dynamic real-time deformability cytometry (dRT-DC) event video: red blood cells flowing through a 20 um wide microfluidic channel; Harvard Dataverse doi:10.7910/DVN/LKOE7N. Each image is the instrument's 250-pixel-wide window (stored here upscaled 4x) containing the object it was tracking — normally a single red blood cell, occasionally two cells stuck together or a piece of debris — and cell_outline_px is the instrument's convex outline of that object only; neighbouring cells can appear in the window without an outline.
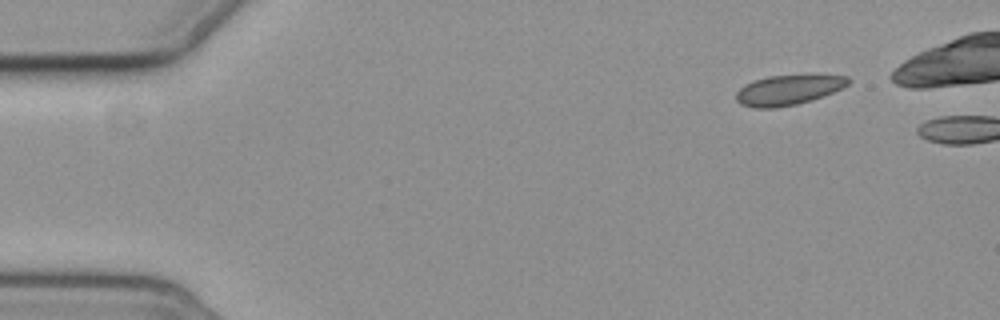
{"species": "common noctule bat (a hibernating species)", "species_latin": "Nyctalus noctula", "temperature_condition": "cold", "stored_images_in_passage": 3, "segment_of_instrument_passage": [2, 2], "camera_frame_rate_fps": 3000, "um_per_image_px": 0.085, "animal": {"sex": "female", "body_mass_g": 19.3, "forearm_length_mm": 54.1}, "frame": {"image": 1, "passage_image": 3, "time_ms": 4.0, "image_size_px": [1000, 320], "cell_outline_px": [[852, 80], [844, 88], [824, 96], [812, 100], [796, 104], [776, 108], [752, 108], [740, 104], [736, 100], [736, 92], [744, 84], [768, 76], [848, 76]], "centroid_in_image_um": [66.99, 7.67], "position_along_channel_um": 18.0, "area_um2": 19.48}}